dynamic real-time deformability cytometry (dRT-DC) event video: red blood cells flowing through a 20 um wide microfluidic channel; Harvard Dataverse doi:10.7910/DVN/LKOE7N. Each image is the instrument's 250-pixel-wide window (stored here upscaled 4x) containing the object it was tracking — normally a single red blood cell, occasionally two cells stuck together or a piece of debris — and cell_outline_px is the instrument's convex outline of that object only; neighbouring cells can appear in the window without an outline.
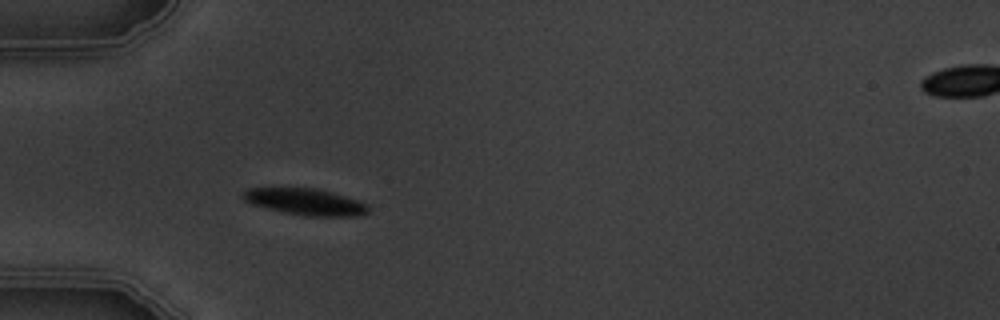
{"species": "common noctule bat (a hibernating species)", "species_latin": "Nyctalus noctula", "temperature_condition": "warm", "stored_images_in_passage": 5, "segment_of_instrument_passage": [1, 2], "camera_frame_rate_fps": 3000, "um_per_image_px": 0.085, "animal": {"sex": "male", "body_mass_g": 19.5, "forearm_length_mm": 54.6}, "frame": {"image": 1, "passage_image": 4, "time_ms": 3.333, "image_size_px": [1000, 320], "cell_outline_px": [[368, 212], [360, 216], [304, 216], [284, 212], [252, 204], [244, 200], [240, 196], [248, 188], [316, 188], [344, 196], [368, 204]], "centroid_in_image_um": [25.95, 17.16], "position_along_channel_um": 59.1, "area_um2": 19.19}}